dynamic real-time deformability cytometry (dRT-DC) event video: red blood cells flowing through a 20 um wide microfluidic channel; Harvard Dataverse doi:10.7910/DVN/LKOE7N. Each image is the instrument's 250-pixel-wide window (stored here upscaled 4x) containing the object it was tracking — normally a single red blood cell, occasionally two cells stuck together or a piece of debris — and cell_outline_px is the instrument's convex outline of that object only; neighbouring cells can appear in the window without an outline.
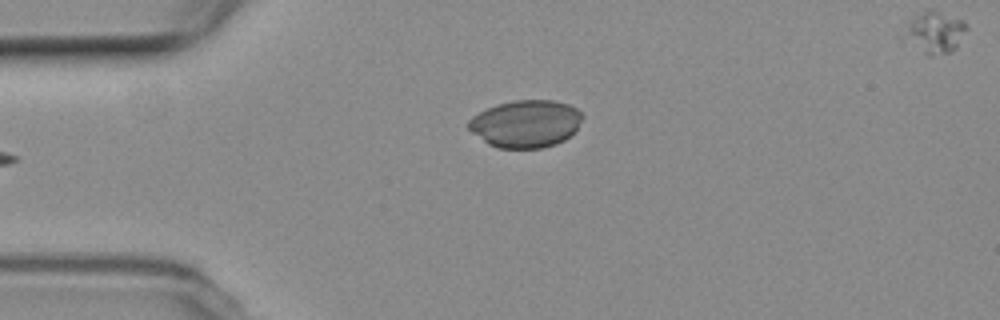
{"species": "common noctule bat (a hibernating species)", "species_latin": "Nyctalus noctula", "temperature_condition": "room temperature", "stored_images_in_passage": 4, "camera_frame_rate_fps": 3000, "um_per_image_px": 0.085, "animal": {"sex": "female", "body_mass_g": 19.3, "forearm_length_mm": 54.1}, "frame": {"image": 1, "passage_image": 4, "time_ms": 3.667, "image_size_px": [1000, 320], "cell_outline_px": [[584, 116], [576, 128], [564, 140], [556, 144], [544, 148], [496, 148], [488, 144], [472, 132], [468, 128], [468, 120], [472, 116], [496, 104], [512, 100], [552, 100], [568, 104], [576, 108]], "centroid_in_image_um": [44.67, 10.51], "position_along_channel_um": 40.3, "area_um2": 31.44}}